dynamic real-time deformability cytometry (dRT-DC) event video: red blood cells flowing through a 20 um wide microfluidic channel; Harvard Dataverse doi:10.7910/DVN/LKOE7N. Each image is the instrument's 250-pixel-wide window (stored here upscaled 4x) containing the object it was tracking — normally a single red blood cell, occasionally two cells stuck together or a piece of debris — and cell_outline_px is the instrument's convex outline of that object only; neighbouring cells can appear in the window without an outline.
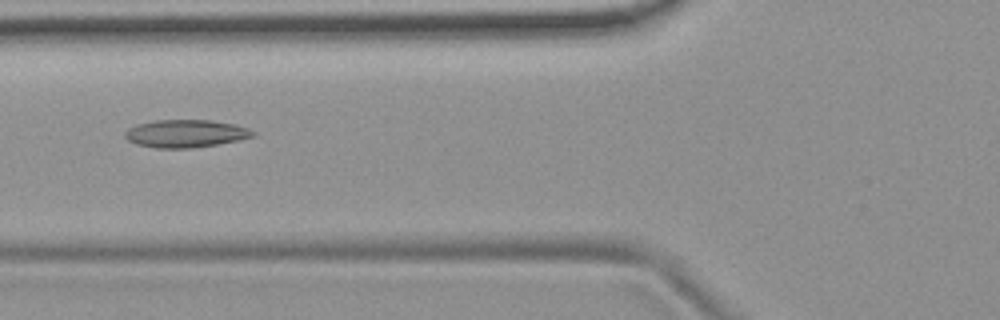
{"species": "common noctule bat (a hibernating species)", "species_latin": "Nyctalus noctula", "temperature_condition": "room temperature", "stored_images_in_passage": 7, "camera_frame_rate_fps": 3000, "um_per_image_px": 0.085, "animal": {"sex": "female", "body_mass_g": 19.9}, "frame": {"image": 1, "passage_image": 5, "time_ms": 4.667, "image_size_px": [1000, 320], "cell_outline_px": [[256, 136], [216, 144], [192, 148], [156, 148], [136, 144], [128, 140], [124, 136], [124, 132], [128, 128], [136, 124], [152, 120], [212, 120], [236, 124], [248, 128], [256, 132]], "centroid_in_image_um": [15.76, 11.34], "position_along_channel_um": 110.0, "area_um2": 20.81}}
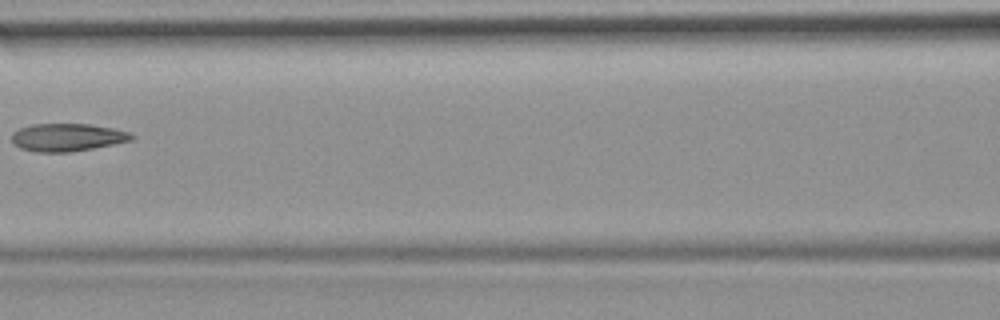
{"frame": {"image": 2, "passage_image": 6, "time_ms": 6.0, "image_size_px": [1000, 320], "cell_outline_px": [[136, 136], [132, 140], [72, 152], [36, 152], [20, 148], [12, 140], [12, 132], [20, 128], [32, 124], [88, 124], [112, 128], [128, 132]], "centroid_in_image_um": [5.71, 11.67], "position_along_channel_um": 160.9, "area_um2": 19.25}}
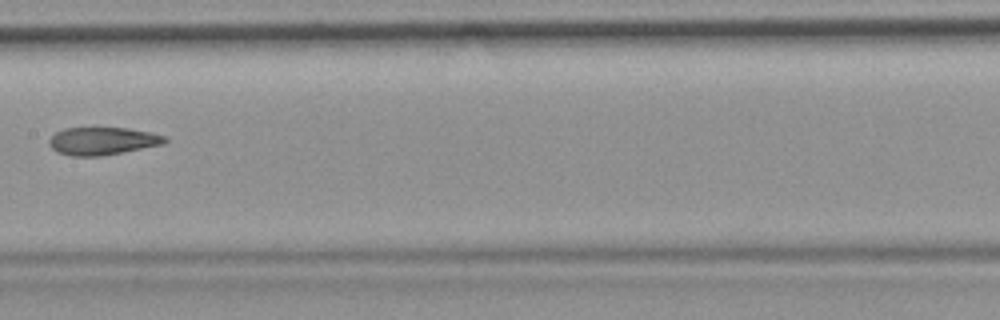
{"frame": {"image": 3, "passage_image": 7, "time_ms": 7.0, "image_size_px": [1000, 320], "cell_outline_px": [[168, 140], [164, 144], [100, 156], [72, 156], [60, 152], [52, 148], [48, 144], [48, 140], [56, 132], [64, 128], [128, 128], [152, 132], [164, 136]], "centroid_in_image_um": [8.72, 11.98], "position_along_channel_um": 198.7, "area_um2": 18.55}}